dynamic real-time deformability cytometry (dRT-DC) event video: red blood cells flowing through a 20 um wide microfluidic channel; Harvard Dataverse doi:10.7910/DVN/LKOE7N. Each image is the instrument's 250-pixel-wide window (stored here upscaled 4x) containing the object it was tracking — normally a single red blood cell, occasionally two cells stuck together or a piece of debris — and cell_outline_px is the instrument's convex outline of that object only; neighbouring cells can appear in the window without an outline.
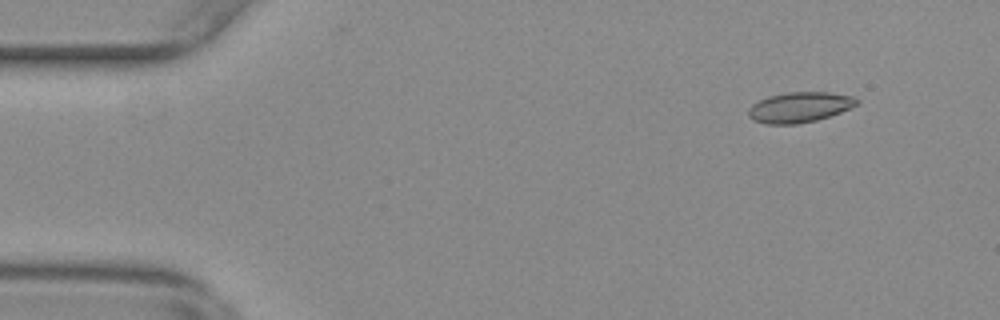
{"species": "common noctule bat (a hibernating species)", "species_latin": "Nyctalus noctula", "temperature_condition": "warm", "stored_images_in_passage": 56, "camera_frame_rate_fps": 3000, "um_per_image_px": 0.085, "animal": {"sex": "female", "body_mass_g": 29.2, "forearm_length_mm": 56.3}, "frame": {"image": 1, "passage_image": 6, "time_ms": 1.667, "image_size_px": [1000, 320], "cell_outline_px": [[860, 100], [856, 104], [840, 112], [816, 120], [796, 124], [764, 124], [752, 120], [748, 116], [748, 108], [752, 104], [768, 96], [788, 92], [828, 92], [852, 96]], "centroid_in_image_um": [67.91, 9.11], "position_along_channel_um": 17.1, "area_um2": 19.07}}
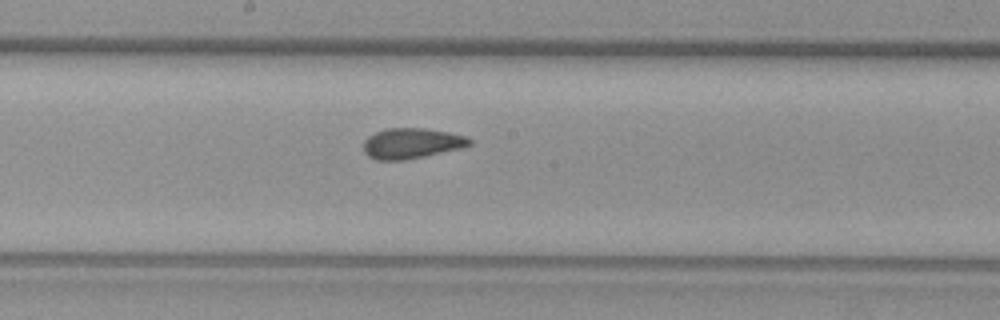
{"frame": {"image": 2, "passage_image": 30, "time_ms": 9.667, "image_size_px": [1000, 320], "cell_outline_px": [[472, 144], [460, 148], [424, 156], [404, 160], [376, 160], [368, 156], [364, 152], [364, 140], [368, 136], [376, 132], [388, 128], [424, 128], [448, 132], [468, 136], [472, 140]], "centroid_in_image_um": [34.98, 12.18], "position_along_channel_um": 213.2, "area_um2": 18.79}}
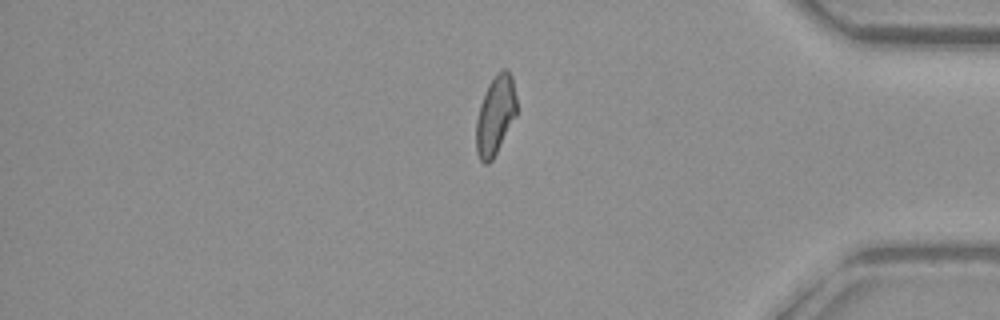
{"frame": {"image": 3, "passage_image": 47, "time_ms": 15.333, "image_size_px": [1000, 320], "cell_outline_px": [[516, 116], [492, 160], [488, 164], [484, 164], [480, 160], [476, 152], [476, 120], [480, 104], [488, 84], [496, 72], [504, 68], [508, 68], [512, 76], [516, 96]], "centroid_in_image_um": [42.1, 9.77], "position_along_channel_um": 393.1, "area_um2": 18.79}, "authors_computed_cell_mechanics": {"area_um2": 18.8139, "velocity_mm_per_s": 3.6976, "shape_relaxation_time_tau1_ms": null, "shape_relaxation_time_tau2_ms": 1.516, "deformation_change_tau1": null, "deformation_change_tau2": 0.0631}}